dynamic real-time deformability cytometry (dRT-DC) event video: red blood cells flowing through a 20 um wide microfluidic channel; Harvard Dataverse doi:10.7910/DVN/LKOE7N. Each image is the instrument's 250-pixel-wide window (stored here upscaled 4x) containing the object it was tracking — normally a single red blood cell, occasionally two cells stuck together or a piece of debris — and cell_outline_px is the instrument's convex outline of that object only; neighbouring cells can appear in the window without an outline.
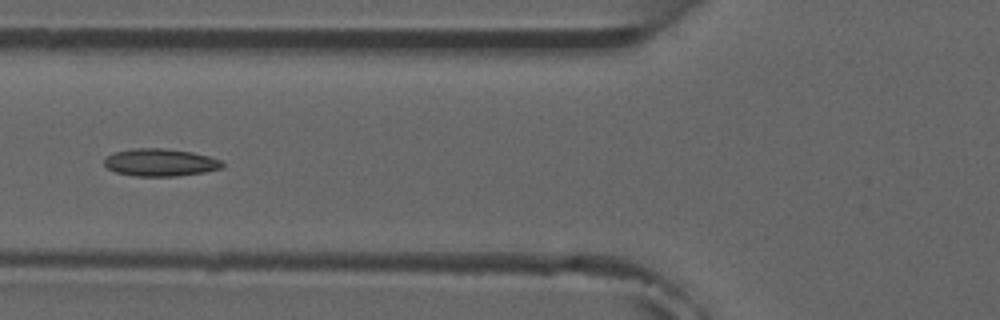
{"species": "common noctule bat (a hibernating species)", "species_latin": "Nyctalus noctula", "temperature_condition": "room temperature", "stored_images_in_passage": 6, "camera_frame_rate_fps": 3000, "um_per_image_px": 0.085, "animal": {"sex": "male", "forearm_length_mm": 52.5}, "frame": {"image": 1, "passage_image": 6, "time_ms": 6.333, "image_size_px": [1000, 320], "cell_outline_px": [[224, 168], [204, 172], [176, 176], [136, 176], [116, 172], [108, 168], [104, 164], [104, 160], [112, 152], [136, 148], [164, 148], [192, 152], [208, 156], [220, 160], [224, 164]], "centroid_in_image_um": [13.63, 13.8], "position_along_channel_um": 112.2, "area_um2": 18.9}}